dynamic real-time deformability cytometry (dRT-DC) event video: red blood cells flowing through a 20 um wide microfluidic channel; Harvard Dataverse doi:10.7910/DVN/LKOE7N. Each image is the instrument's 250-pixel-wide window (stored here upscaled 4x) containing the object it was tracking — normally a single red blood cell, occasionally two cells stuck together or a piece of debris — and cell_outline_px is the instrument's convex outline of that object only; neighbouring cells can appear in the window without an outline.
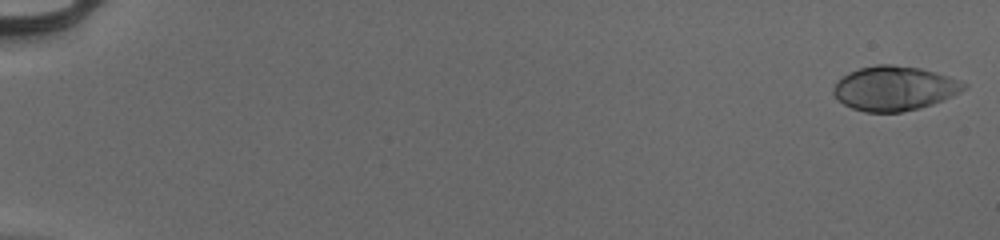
{"species": "human", "species_latin": "Homo sapiens", "temperature_condition": "cold", "stored_images_in_passage": 54, "camera_frame_rate_fps": 3000, "um_per_image_px": 0.085, "donor": {"sex": "male"}, "frame": {"image": 1, "passage_image": 1, "time_ms": 0.0, "image_size_px": [1000, 240], "cell_outline_px": [[968, 84], [960, 92], [932, 104], [900, 112], [864, 112], [852, 108], [844, 104], [832, 92], [836, 84], [848, 72], [860, 68], [876, 64], [892, 64], [920, 68], [936, 72], [960, 80]], "centroid_in_image_um": [76.02, 7.5], "position_along_channel_um": 9.0, "area_um2": 33.41}}
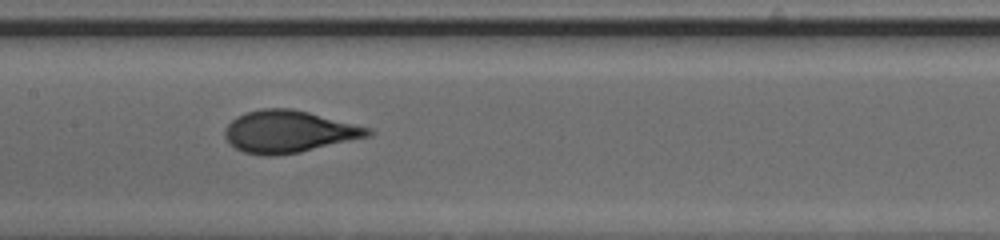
{"frame": {"image": 2, "passage_image": 29, "time_ms": 9.333, "image_size_px": [1000, 240], "cell_outline_px": [[376, 132], [372, 136], [300, 152], [272, 156], [264, 156], [244, 152], [236, 148], [224, 136], [224, 128], [236, 116], [260, 108], [292, 108], [372, 128]], "centroid_in_image_um": [24.58, 11.18], "position_along_channel_um": 182.8, "area_um2": 35.26}}
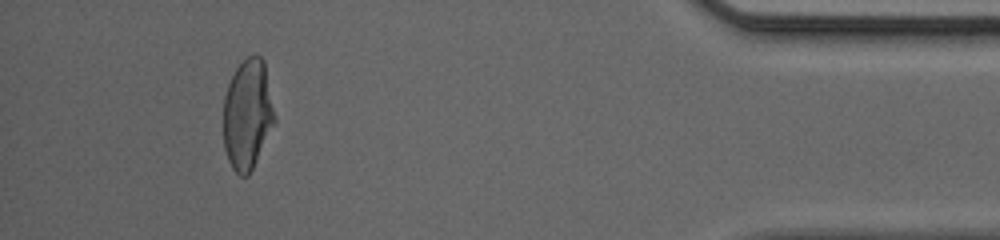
{"frame": {"image": 3, "passage_image": 50, "time_ms": 16.333, "image_size_px": [1000, 240], "cell_outline_px": [[276, 120], [248, 176], [240, 176], [232, 168], [228, 160], [224, 148], [224, 96], [228, 84], [236, 68], [248, 56], [256, 52], [264, 60], [276, 116]], "centroid_in_image_um": [21.05, 9.69], "position_along_channel_um": 414.2, "area_um2": 32.89}, "authors_computed_cell_mechanics": {"area_um2": 33.7263, "velocity_mm_per_s": 4.0055, "shape_relaxation_time_tau1_ms": 5.9598, "shape_relaxation_time_tau2_ms": null, "deformation_change_tau1": 0.2405, "deformation_change_tau2": null}}